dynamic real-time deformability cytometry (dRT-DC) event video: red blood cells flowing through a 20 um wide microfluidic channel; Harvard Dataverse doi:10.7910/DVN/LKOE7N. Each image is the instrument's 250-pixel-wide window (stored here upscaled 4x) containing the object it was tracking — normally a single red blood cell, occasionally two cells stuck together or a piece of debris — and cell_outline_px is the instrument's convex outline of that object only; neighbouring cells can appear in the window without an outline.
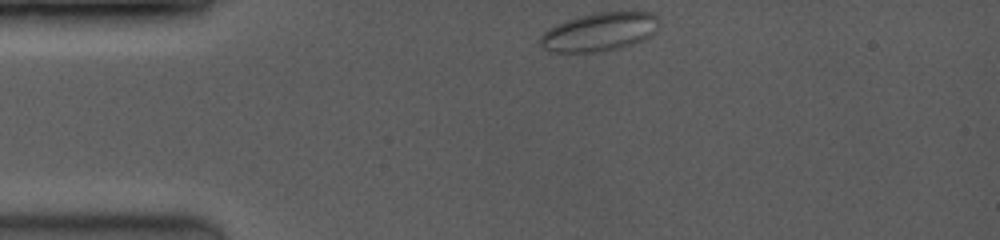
{"species": "common noctule bat (a hibernating species)", "species_latin": "Nyctalus noctula", "temperature_condition": "room temperature", "stored_images_in_passage": 15, "camera_frame_rate_fps": 3500, "um_per_image_px": 0.085, "animal": {"sex": "female", "body_mass_g": 19.0, "forearm_length_mm": 53.3}, "frame": {"image": 1, "passage_image": 1, "time_ms": 0.0, "image_size_px": [1000, 240], "cell_outline_px": [[656, 32], [624, 48], [600, 52], [552, 52], [544, 48], [540, 44], [540, 36], [548, 28], [568, 20], [580, 16], [596, 12], [648, 12], [656, 16]], "centroid_in_image_um": [50.92, 2.73], "position_along_channel_um": 34.1, "area_um2": 26.36}}